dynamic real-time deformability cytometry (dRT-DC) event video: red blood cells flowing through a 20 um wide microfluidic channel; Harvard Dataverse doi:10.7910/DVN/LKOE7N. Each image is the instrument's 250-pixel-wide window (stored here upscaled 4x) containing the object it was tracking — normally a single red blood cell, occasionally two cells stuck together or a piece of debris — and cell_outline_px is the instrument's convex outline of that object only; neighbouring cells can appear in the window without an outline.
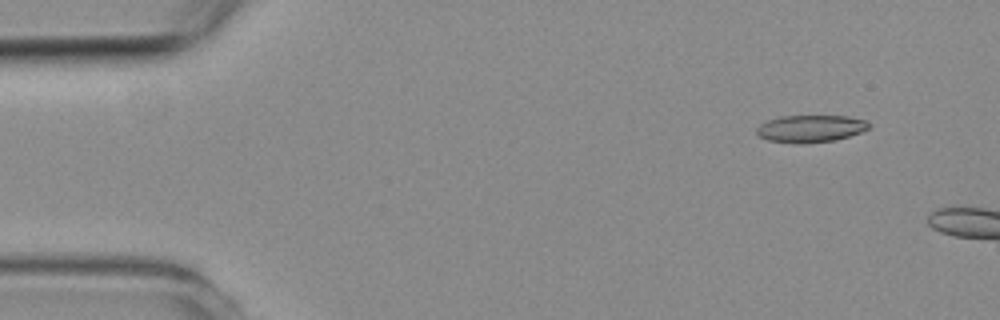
{"species": "common noctule bat (a hibernating species)", "species_latin": "Nyctalus noctula", "temperature_condition": "room temperature", "stored_images_in_passage": 3, "camera_frame_rate_fps": 3000, "um_per_image_px": 0.085, "animal": {"sex": "female", "body_mass_g": 19.3, "forearm_length_mm": 54.1}, "frame": {"image": 1, "passage_image": 1, "time_ms": 0.0, "image_size_px": [1000, 320], "cell_outline_px": [[872, 128], [836, 140], [804, 144], [796, 144], [768, 140], [760, 136], [756, 132], [756, 128], [760, 124], [768, 120], [780, 116], [848, 116], [864, 120], [872, 124]], "centroid_in_image_um": [68.91, 10.94], "position_along_channel_um": 16.1, "area_um2": 17.98}}